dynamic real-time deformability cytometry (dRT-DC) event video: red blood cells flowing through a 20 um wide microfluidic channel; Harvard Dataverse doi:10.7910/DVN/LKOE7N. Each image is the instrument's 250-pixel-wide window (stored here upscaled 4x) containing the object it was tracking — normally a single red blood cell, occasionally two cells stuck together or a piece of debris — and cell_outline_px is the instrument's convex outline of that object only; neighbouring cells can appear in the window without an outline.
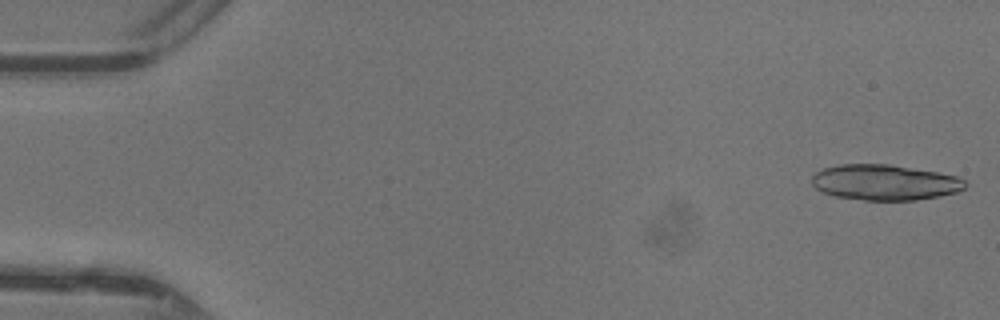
{"species": "common noctule bat (a hibernating species)", "species_latin": "Nyctalus noctula", "temperature_condition": "warm", "stored_images_in_passage": 47, "segment_of_instrument_passage": [1, 2], "camera_frame_rate_fps": 3000, "um_per_image_px": 0.085, "animal": {"sex": "female"}, "frame": {"image": 1, "passage_image": 1, "time_ms": 0.0, "image_size_px": [1000, 320], "cell_outline_px": [[968, 184], [964, 188], [956, 192], [940, 196], [916, 200], [864, 200], [836, 196], [824, 192], [816, 188], [812, 184], [812, 176], [816, 172], [824, 168], [840, 164], [888, 164], [936, 172], [956, 176], [964, 180]], "centroid_in_image_um": [75.21, 15.5], "position_along_channel_um": 9.8, "area_um2": 31.62}}